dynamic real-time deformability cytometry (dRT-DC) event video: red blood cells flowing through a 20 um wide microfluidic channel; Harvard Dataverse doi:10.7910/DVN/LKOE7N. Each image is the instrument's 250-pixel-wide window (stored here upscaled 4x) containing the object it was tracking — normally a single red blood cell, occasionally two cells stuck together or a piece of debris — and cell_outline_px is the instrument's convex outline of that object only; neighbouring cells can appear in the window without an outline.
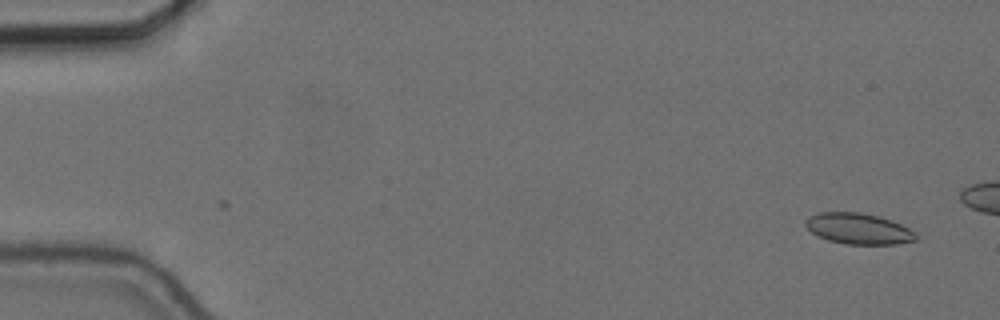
{"species": "common noctule bat (a hibernating species)", "species_latin": "Nyctalus noctula", "temperature_condition": "cold", "stored_images_in_passage": 13, "camera_frame_rate_fps": 3000, "um_per_image_px": 0.085, "animal": {"sex": "female", "body_mass_g": 24.6, "forearm_length_mm": 56.2}, "frame": {"image": 1, "passage_image": 1, "time_ms": 0.0, "image_size_px": [1000, 320], "cell_outline_px": [[916, 240], [896, 244], [844, 244], [828, 240], [816, 236], [804, 224], [804, 220], [808, 216], [820, 212], [860, 212], [892, 220], [908, 228], [916, 236]], "centroid_in_image_um": [72.91, 19.43], "position_along_channel_um": 12.1, "area_um2": 19.83}}